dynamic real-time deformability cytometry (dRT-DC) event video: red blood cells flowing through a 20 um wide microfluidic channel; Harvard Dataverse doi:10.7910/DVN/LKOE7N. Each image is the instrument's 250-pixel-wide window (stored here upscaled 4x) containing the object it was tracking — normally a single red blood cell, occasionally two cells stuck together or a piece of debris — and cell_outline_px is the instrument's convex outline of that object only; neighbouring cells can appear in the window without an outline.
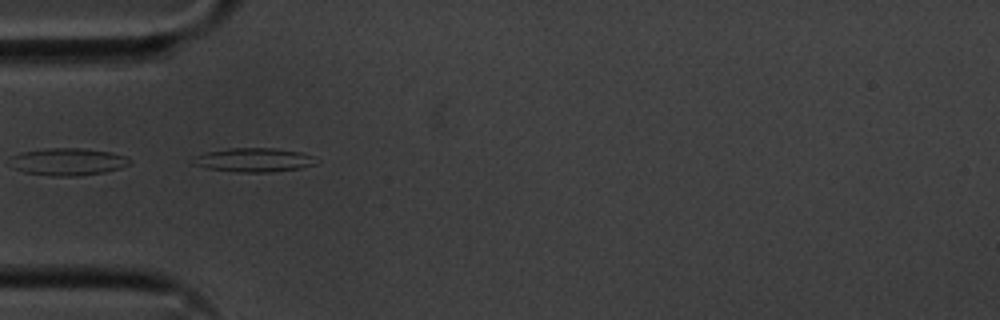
{"species": "common noctule bat (a hibernating species)", "species_latin": "Nyctalus noctula", "temperature_condition": "cold", "stored_images_in_passage": 54, "camera_frame_rate_fps": 3000, "um_per_image_px": 0.085, "animal": {"sex": "male", "body_mass_g": 20.1, "forearm_length_mm": 53.5}, "frame": {"image": 1, "passage_image": 17, "time_ms": 5.333, "image_size_px": [1000, 320], "cell_outline_px": [[320, 160], [316, 164], [300, 168], [268, 172], [236, 172], [208, 168], [192, 164], [192, 156], [208, 152], [228, 148], [276, 148], [300, 152], [312, 156]], "centroid_in_image_um": [21.58, 13.59], "position_along_channel_um": 63.4, "area_um2": 17.22}}
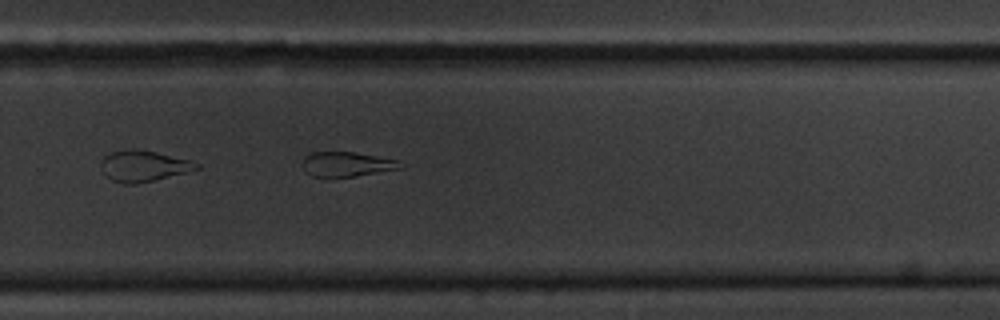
{"frame": {"image": 2, "passage_image": 37, "time_ms": 12.0, "image_size_px": [1000, 320], "cell_outline_px": [[404, 168], [356, 176], [324, 180], [312, 176], [304, 172], [300, 164], [304, 156], [312, 152], [356, 152], [396, 160], [404, 164]], "centroid_in_image_um": [29.39, 14.0], "position_along_channel_um": 300.4, "area_um2": 14.85}}
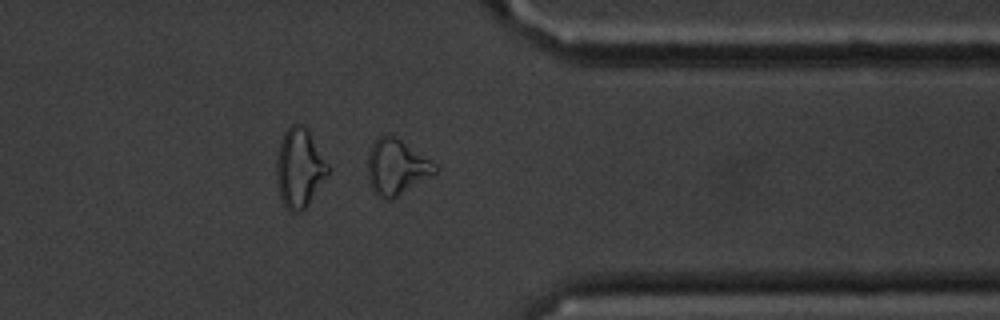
{"frame": {"image": 3, "passage_image": 44, "time_ms": 14.333, "image_size_px": [1000, 320], "cell_outline_px": [[440, 168], [436, 172], [392, 200], [388, 200], [380, 196], [372, 188], [368, 180], [368, 152], [372, 144], [380, 136], [396, 136], [432, 160]], "centroid_in_image_um": [33.72, 14.19], "position_along_channel_um": 377.7, "area_um2": 21.62}, "authors_computed_cell_mechanics": {"area_um2": 20.7502, "velocity_mm_per_s": 3.5678, "shape_relaxation_time_tau1_ms": null, "shape_relaxation_time_tau2_ms": 6.8316, "deformation_change_tau1": null, "deformation_change_tau2": 0.2026}}